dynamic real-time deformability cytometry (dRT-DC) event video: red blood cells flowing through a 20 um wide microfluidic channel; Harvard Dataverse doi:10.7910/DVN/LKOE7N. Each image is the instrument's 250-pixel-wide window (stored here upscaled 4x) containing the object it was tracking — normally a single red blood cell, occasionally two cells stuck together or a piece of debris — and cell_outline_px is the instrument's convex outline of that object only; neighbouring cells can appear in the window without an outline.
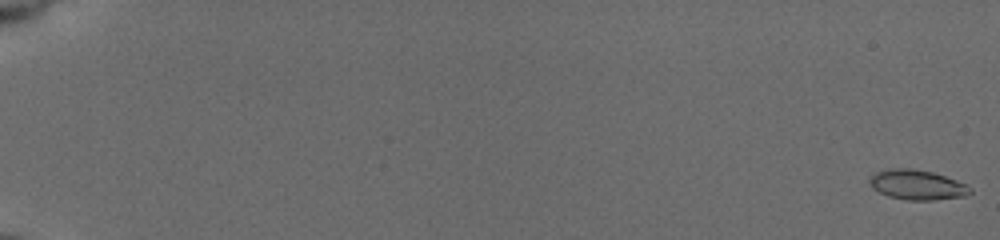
{"species": "common noctule bat (a hibernating species)", "species_latin": "Nyctalus noctula", "temperature_condition": "cold", "stored_images_in_passage": 58, "camera_frame_rate_fps": 3000, "um_per_image_px": 0.085, "animal": {"sex": "female", "body_mass_g": 19.5, "forearm_length_mm": 54.1}, "frame": {"image": 1, "passage_image": 1, "time_ms": 0.0, "image_size_px": [1000, 240], "cell_outline_px": [[972, 192], [964, 196], [932, 200], [908, 200], [888, 196], [872, 188], [868, 180], [876, 172], [888, 168], [908, 168], [932, 172], [956, 180], [972, 188]], "centroid_in_image_um": [77.93, 15.71], "position_along_channel_um": 7.1, "area_um2": 17.34}}
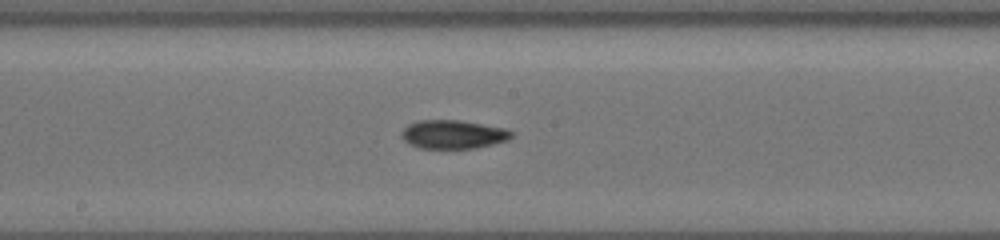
{"frame": {"image": 2, "passage_image": 34, "time_ms": 11.0, "image_size_px": [1000, 240], "cell_outline_px": [[512, 136], [508, 140], [476, 148], [420, 148], [404, 140], [400, 136], [400, 132], [408, 124], [416, 120], [460, 120], [504, 128], [512, 132]], "centroid_in_image_um": [38.48, 11.41], "position_along_channel_um": 209.7, "area_um2": 18.26}}
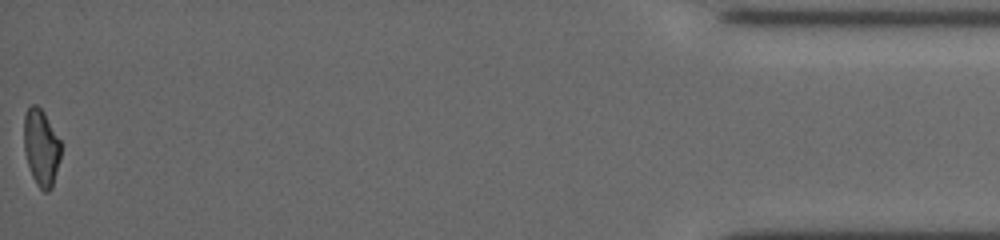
{"frame": {"image": 3, "passage_image": 58, "time_ms": 19.0, "image_size_px": [1000, 240], "cell_outline_px": [[60, 156], [52, 188], [48, 192], [44, 192], [36, 184], [32, 176], [24, 152], [24, 116], [28, 108], [32, 104], [36, 104], [44, 112], [60, 140]], "centroid_in_image_um": [3.49, 12.54], "position_along_channel_um": 431.7, "area_um2": 16.42}, "authors_computed_cell_mechanics": {"area_um2": 17.1666, "velocity_mm_per_s": 3.7595, "shape_relaxation_time_tau1_ms": 9.3136, "shape_relaxation_time_tau2_ms": 3.6333, "deformation_change_tau1": 0.2212, "deformation_change_tau2": 0.0985}}